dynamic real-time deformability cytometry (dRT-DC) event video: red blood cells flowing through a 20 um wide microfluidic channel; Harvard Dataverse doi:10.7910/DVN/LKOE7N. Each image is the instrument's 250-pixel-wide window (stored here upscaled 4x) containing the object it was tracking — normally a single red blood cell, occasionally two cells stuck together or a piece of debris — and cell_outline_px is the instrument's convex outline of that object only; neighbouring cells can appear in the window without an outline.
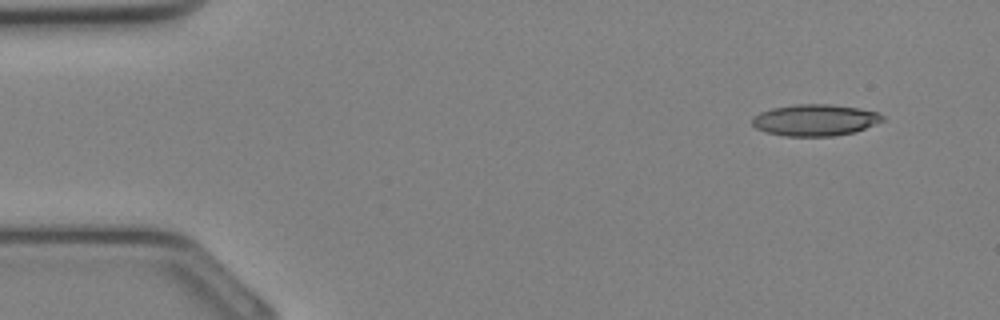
{"species": "Egyptian fruit bat (a non-hibernating species)", "species_latin": "Rousettus aegyptiacus", "temperature_condition": "cold", "stored_images_in_passage": 32, "camera_frame_rate_fps": 3000, "um_per_image_px": 0.085, "animal": {"sex": "female"}, "frame": {"image": 1, "passage_image": 1, "time_ms": 0.0, "image_size_px": [1000, 320], "cell_outline_px": [[884, 120], [856, 132], [832, 136], [784, 136], [764, 132], [756, 128], [752, 124], [752, 120], [760, 112], [772, 108], [792, 104], [828, 104], [860, 108], [880, 112], [884, 116]], "centroid_in_image_um": [69.3, 10.2], "position_along_channel_um": 15.7, "area_um2": 24.1}}
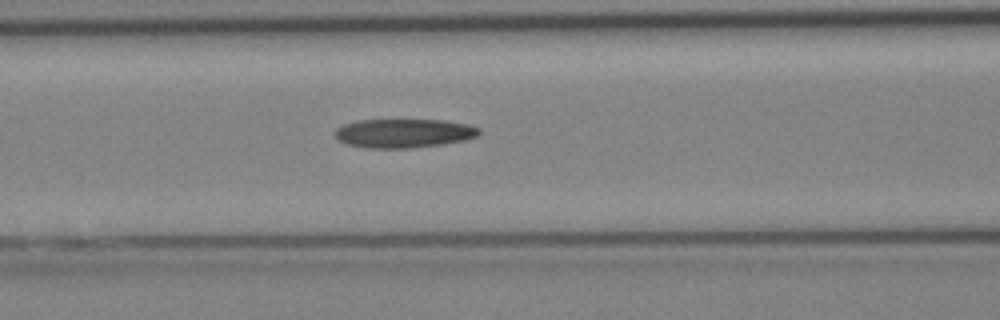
{"frame": {"image": 2, "passage_image": 12, "time_ms": 3.667, "image_size_px": [1000, 320], "cell_outline_px": [[480, 136], [464, 140], [444, 144], [412, 148], [364, 148], [348, 144], [340, 140], [336, 136], [336, 128], [344, 124], [356, 120], [444, 120], [468, 124], [480, 128]], "centroid_in_image_um": [34.36, 11.32], "position_along_channel_um": 132.2, "area_um2": 24.39}}
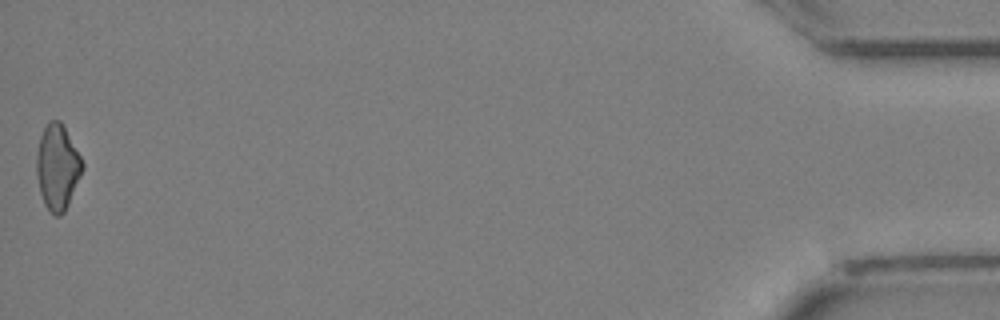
{"frame": {"image": 3, "passage_image": 32, "time_ms": 10.333, "image_size_px": [1000, 320], "cell_outline_px": [[84, 168], [68, 204], [64, 212], [60, 216], [56, 216], [44, 204], [40, 192], [36, 176], [36, 156], [40, 136], [48, 120], [60, 120], [64, 124], [84, 164]], "centroid_in_image_um": [4.88, 14.17], "position_along_channel_um": 430.3, "area_um2": 22.83}}